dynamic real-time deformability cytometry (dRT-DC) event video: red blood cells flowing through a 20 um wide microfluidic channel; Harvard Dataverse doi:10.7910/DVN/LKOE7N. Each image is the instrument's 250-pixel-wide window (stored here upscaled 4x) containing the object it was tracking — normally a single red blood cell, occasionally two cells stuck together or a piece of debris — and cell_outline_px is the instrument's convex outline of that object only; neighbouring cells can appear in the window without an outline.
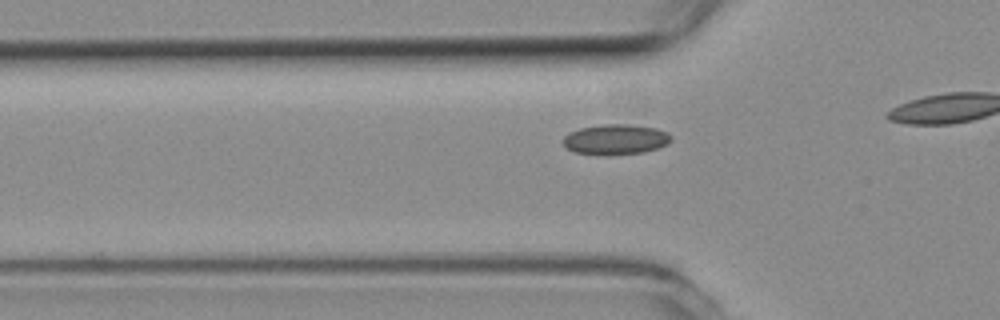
{"species": "common noctule bat (a hibernating species)", "species_latin": "Nyctalus noctula", "temperature_condition": "room temperature", "stored_images_in_passage": 32, "camera_frame_rate_fps": 3000, "um_per_image_px": 0.085, "animal": {"sex": "female", "body_mass_g": 19.3, "forearm_length_mm": 54.1}, "frame": {"image": 1, "passage_image": 7, "time_ms": 2.0, "image_size_px": [1000, 320], "cell_outline_px": [[672, 140], [668, 144], [644, 152], [612, 156], [572, 152], [560, 140], [568, 132], [580, 128], [604, 124], [628, 124], [656, 128], [668, 132], [672, 136]], "centroid_in_image_um": [52.32, 11.86], "position_along_channel_um": 73.5, "area_um2": 19.42}}
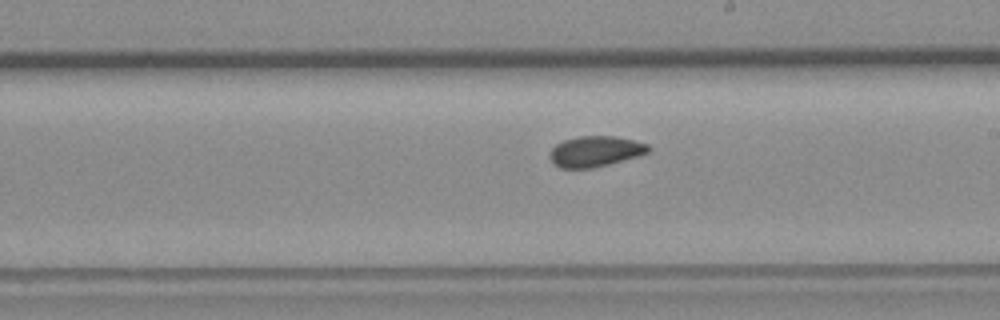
{"frame": {"image": 2, "passage_image": 20, "time_ms": 6.333, "image_size_px": [1000, 320], "cell_outline_px": [[652, 148], [648, 152], [636, 156], [608, 164], [592, 168], [560, 168], [552, 164], [548, 156], [548, 152], [556, 144], [564, 140], [580, 136], [616, 136], [648, 144]], "centroid_in_image_um": [50.54, 12.87], "position_along_channel_um": 238.5, "area_um2": 17.63}}
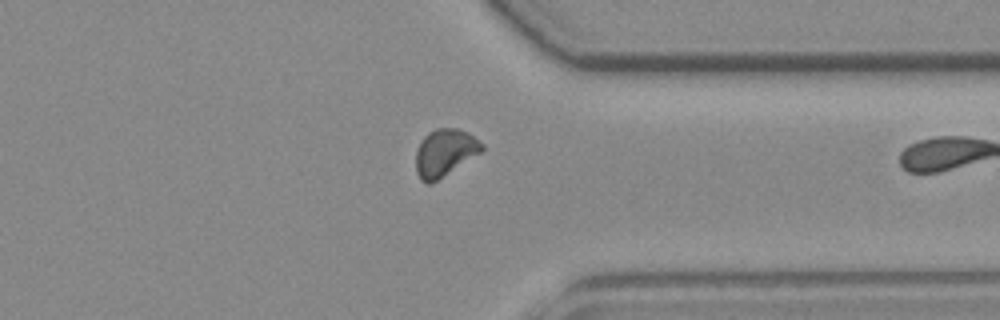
{"frame": {"image": 3, "passage_image": 31, "time_ms": 10.0, "image_size_px": [1000, 320], "cell_outline_px": [[484, 148], [480, 152], [432, 184], [428, 184], [420, 180], [416, 172], [416, 148], [420, 140], [428, 132], [436, 128], [456, 128], [468, 132], [484, 144]], "centroid_in_image_um": [37.77, 12.97], "position_along_channel_um": 373.6, "area_um2": 18.26}}